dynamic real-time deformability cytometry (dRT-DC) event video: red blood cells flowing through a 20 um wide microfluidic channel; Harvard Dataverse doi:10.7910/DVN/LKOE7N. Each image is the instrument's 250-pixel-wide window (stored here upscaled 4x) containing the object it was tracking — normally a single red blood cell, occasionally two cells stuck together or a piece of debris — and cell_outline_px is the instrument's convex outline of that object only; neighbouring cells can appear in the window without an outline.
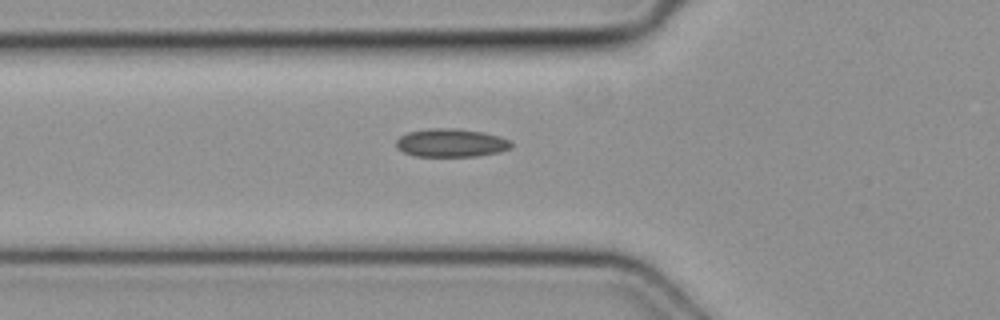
{"species": "common noctule bat (a hibernating species)", "species_latin": "Nyctalus noctula", "temperature_condition": "cold", "stored_images_in_passage": 5, "camera_frame_rate_fps": 3000, "um_per_image_px": 0.085, "animal": {"sex": "female", "body_mass_g": 19.3, "forearm_length_mm": 54.1}, "frame": {"image": 1, "passage_image": 5, "time_ms": 1.333, "image_size_px": [1000, 320], "cell_outline_px": [[512, 148], [500, 152], [476, 156], [412, 156], [396, 148], [396, 140], [400, 136], [408, 132], [428, 128], [456, 128], [484, 132], [500, 136], [508, 140], [512, 144]], "centroid_in_image_um": [38.33, 12.14], "position_along_channel_um": 87.5, "area_um2": 19.13}}